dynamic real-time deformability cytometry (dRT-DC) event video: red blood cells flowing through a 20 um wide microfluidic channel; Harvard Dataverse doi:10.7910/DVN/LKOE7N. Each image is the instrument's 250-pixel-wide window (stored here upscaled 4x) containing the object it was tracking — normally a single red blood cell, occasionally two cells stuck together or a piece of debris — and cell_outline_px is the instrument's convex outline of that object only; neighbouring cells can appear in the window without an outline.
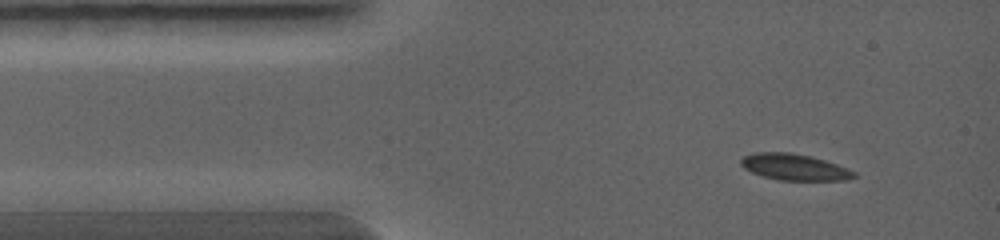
{"species": "common noctule bat (a hibernating species)", "species_latin": "Nyctalus noctula", "temperature_condition": "warm", "stored_images_in_passage": 3, "camera_frame_rate_fps": 5000, "um_per_image_px": 0.085, "animal": {"sex": "female", "body_mass_g": 19.0, "forearm_length_mm": 56.7}, "frame": {"image": 1, "passage_image": 1, "time_ms": 0.0, "image_size_px": [1000, 240], "cell_outline_px": [[860, 176], [844, 180], [776, 180], [760, 176], [744, 168], [740, 164], [740, 160], [744, 156], [752, 152], [792, 152], [824, 160], [848, 168], [856, 172]], "centroid_in_image_um": [67.51, 14.2], "position_along_channel_um": 17.5, "area_um2": 17.51}}
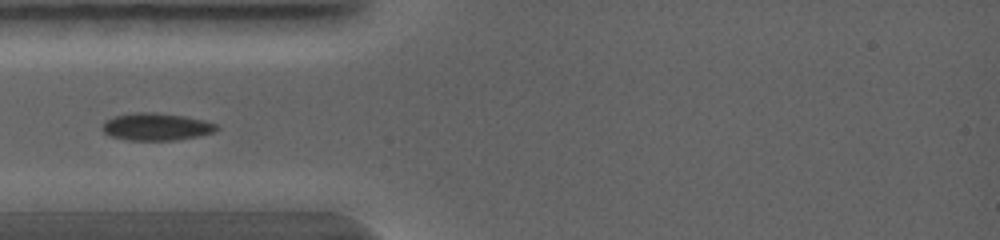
{"frame": {"image": 2, "passage_image": 3, "time_ms": 1.6, "image_size_px": [1000, 240], "cell_outline_px": [[220, 128], [212, 132], [200, 136], [176, 140], [128, 140], [112, 136], [104, 132], [100, 128], [104, 120], [112, 116], [136, 112], [156, 112], [184, 116], [204, 120], [216, 124]], "centroid_in_image_um": [13.26, 10.76], "position_along_channel_um": 71.7, "area_um2": 18.38}}